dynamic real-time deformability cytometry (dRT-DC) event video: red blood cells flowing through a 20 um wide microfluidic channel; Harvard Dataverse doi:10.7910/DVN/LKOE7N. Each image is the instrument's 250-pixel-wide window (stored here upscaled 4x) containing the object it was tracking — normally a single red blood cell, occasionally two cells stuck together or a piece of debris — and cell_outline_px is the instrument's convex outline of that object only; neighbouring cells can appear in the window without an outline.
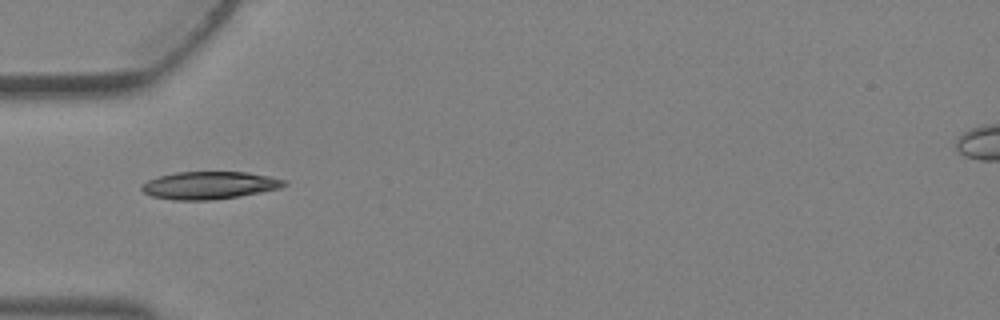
{"species": "Egyptian fruit bat (a non-hibernating species)", "species_latin": "Rousettus aegyptiacus", "temperature_condition": "warm", "stored_images_in_passage": 3, "camera_frame_rate_fps": 3000, "um_per_image_px": 0.085, "animal": {"sex": "female"}, "frame": {"image": 1, "passage_image": 3, "time_ms": 0.667, "image_size_px": [1000, 320], "cell_outline_px": [[288, 184], [280, 188], [240, 196], [212, 200], [172, 200], [152, 196], [144, 192], [140, 188], [148, 180], [160, 176], [176, 172], [248, 172], [288, 180]], "centroid_in_image_um": [17.83, 15.75], "position_along_channel_um": 67.2, "area_um2": 22.89}}